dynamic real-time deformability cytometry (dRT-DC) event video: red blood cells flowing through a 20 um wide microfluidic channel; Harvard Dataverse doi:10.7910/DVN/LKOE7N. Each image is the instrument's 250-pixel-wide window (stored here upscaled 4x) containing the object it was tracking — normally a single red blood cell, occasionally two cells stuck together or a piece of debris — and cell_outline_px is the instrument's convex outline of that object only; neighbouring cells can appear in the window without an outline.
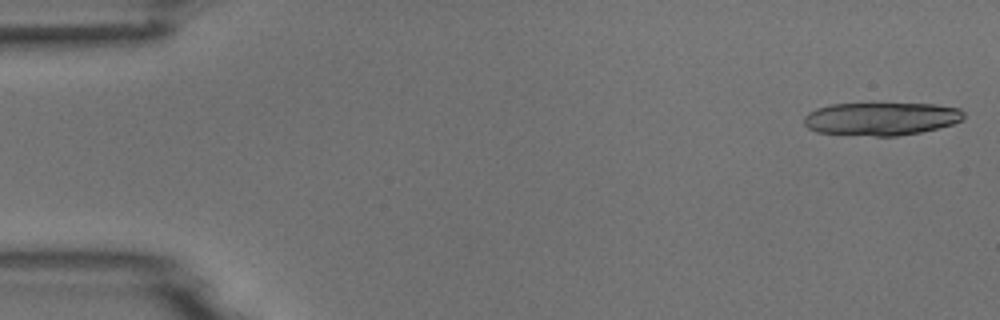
{"species": "common noctule bat (a hibernating species)", "species_latin": "Nyctalus noctula", "temperature_condition": "room temperature", "stored_images_in_passage": 5, "camera_frame_rate_fps": 3000, "um_per_image_px": 0.085, "animal": {"sex": "male", "body_mass_g": 18.8}, "frame": {"image": 1, "passage_image": 1, "time_ms": 0.0, "image_size_px": [1000, 320], "cell_outline_px": [[964, 120], [952, 124], [920, 132], [896, 136], [876, 136], [816, 132], [808, 128], [804, 124], [804, 116], [808, 112], [816, 108], [832, 104], [936, 104], [960, 108], [964, 112]], "centroid_in_image_um": [74.9, 10.09], "position_along_channel_um": 10.1, "area_um2": 30.69}}